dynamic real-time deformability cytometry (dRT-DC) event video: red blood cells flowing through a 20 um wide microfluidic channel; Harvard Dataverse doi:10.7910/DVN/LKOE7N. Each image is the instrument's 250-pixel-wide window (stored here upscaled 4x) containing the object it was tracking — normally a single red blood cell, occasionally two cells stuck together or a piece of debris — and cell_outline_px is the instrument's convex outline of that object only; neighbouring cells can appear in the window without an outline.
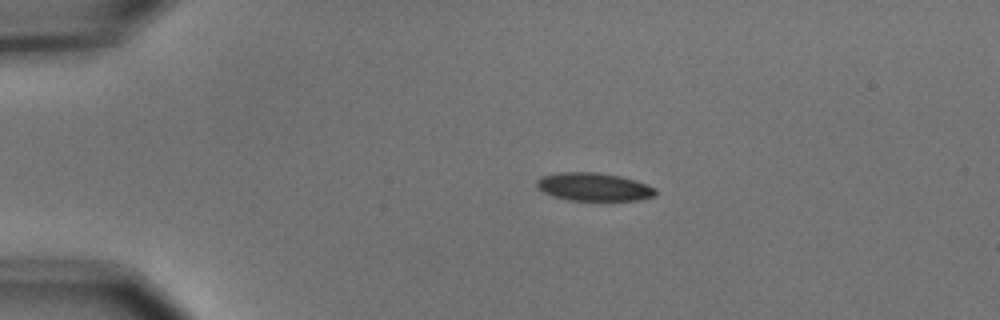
{"species": "common noctule bat (a hibernating species)", "species_latin": "Nyctalus noctula", "temperature_condition": "cold", "stored_images_in_passage": 4, "camera_frame_rate_fps": 3000, "um_per_image_px": 0.085, "animal": {"sex": "male", "body_mass_g": 15.6}, "frame": {"image": 1, "passage_image": 2, "time_ms": 0.333, "image_size_px": [1000, 320], "cell_outline_px": [[656, 196], [636, 200], [568, 200], [552, 196], [536, 188], [536, 180], [540, 176], [560, 172], [596, 172], [620, 176], [636, 180], [656, 188]], "centroid_in_image_um": [50.44, 15.88], "position_along_channel_um": 34.6, "area_um2": 19.59}}
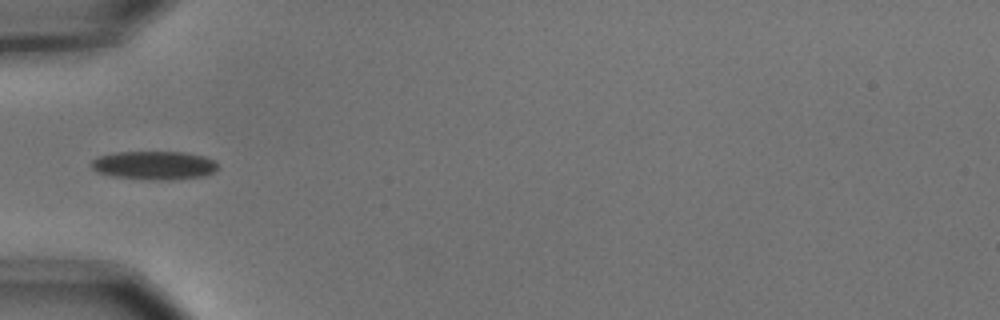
{"frame": {"image": 2, "passage_image": 4, "time_ms": 1.0, "image_size_px": [1000, 320], "cell_outline_px": [[216, 168], [212, 172], [200, 176], [172, 180], [148, 180], [112, 176], [96, 172], [92, 168], [92, 160], [100, 156], [116, 152], [184, 152], [204, 156], [216, 160]], "centroid_in_image_um": [13.08, 14.05], "position_along_channel_um": 71.9, "area_um2": 20.98}}